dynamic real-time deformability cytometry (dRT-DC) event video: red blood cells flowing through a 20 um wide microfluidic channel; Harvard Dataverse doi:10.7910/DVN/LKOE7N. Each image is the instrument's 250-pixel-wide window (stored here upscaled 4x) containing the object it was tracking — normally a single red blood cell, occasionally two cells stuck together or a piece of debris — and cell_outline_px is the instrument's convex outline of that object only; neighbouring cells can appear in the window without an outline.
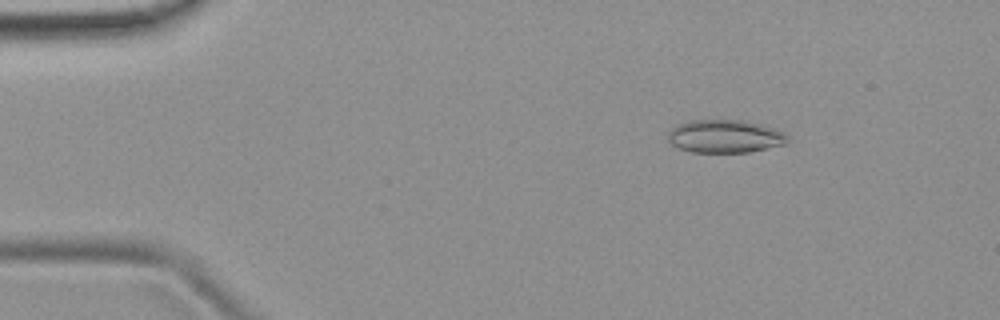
{"species": "common noctule bat (a hibernating species)", "species_latin": "Nyctalus noctula", "temperature_condition": "room temperature", "stored_images_in_passage": 51, "camera_frame_rate_fps": 3000, "um_per_image_px": 0.085, "animal": {"sex": "female", "body_mass_g": 19.9}, "frame": {"image": 1, "passage_image": 7, "time_ms": 2.0, "image_size_px": [1000, 320], "cell_outline_px": [[788, 144], [748, 152], [692, 152], [680, 148], [672, 144], [668, 140], [668, 132], [676, 124], [688, 120], [744, 120], [764, 124], [784, 132], [788, 136]], "centroid_in_image_um": [61.65, 11.57], "position_along_channel_um": 23.4, "area_um2": 23.29}}
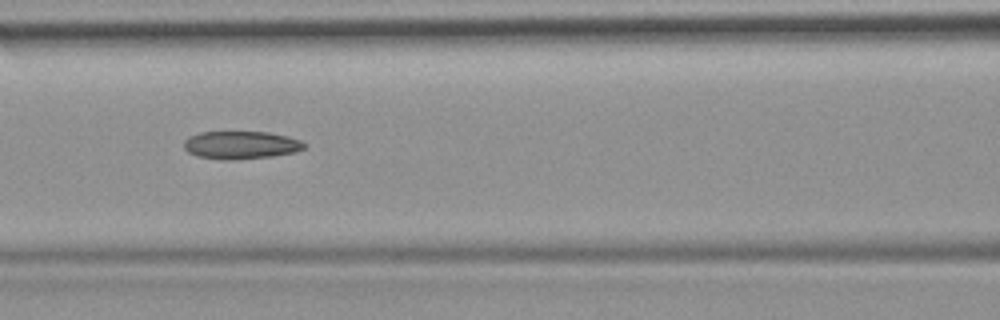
{"frame": {"image": 2, "passage_image": 22, "time_ms": 7.0, "image_size_px": [1000, 320], "cell_outline_px": [[308, 144], [304, 148], [296, 152], [272, 156], [228, 160], [224, 160], [196, 156], [188, 152], [184, 148], [184, 140], [188, 136], [200, 132], [268, 132], [288, 136], [300, 140]], "centroid_in_image_um": [20.48, 12.32], "position_along_channel_um": 146.1, "area_um2": 19.65}}
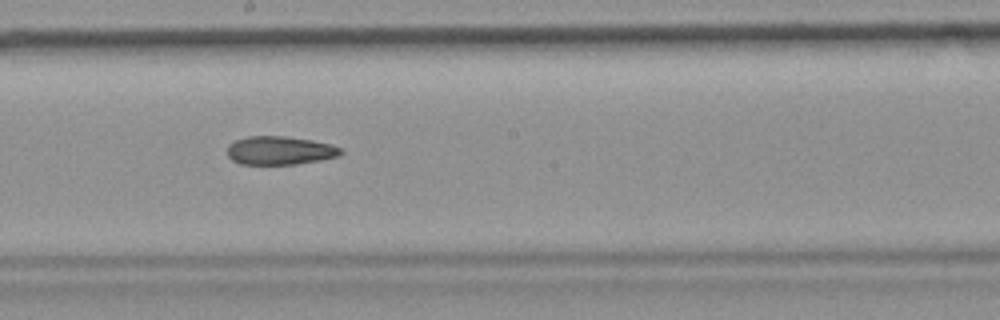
{"frame": {"image": 3, "passage_image": 28, "time_ms": 9.0, "image_size_px": [1000, 320], "cell_outline_px": [[344, 152], [340, 156], [320, 160], [296, 164], [240, 164], [232, 160], [228, 156], [228, 144], [236, 140], [248, 136], [284, 136], [312, 140], [332, 144], [344, 148]], "centroid_in_image_um": [23.84, 12.79], "position_along_channel_um": 224.4, "area_um2": 19.02}}